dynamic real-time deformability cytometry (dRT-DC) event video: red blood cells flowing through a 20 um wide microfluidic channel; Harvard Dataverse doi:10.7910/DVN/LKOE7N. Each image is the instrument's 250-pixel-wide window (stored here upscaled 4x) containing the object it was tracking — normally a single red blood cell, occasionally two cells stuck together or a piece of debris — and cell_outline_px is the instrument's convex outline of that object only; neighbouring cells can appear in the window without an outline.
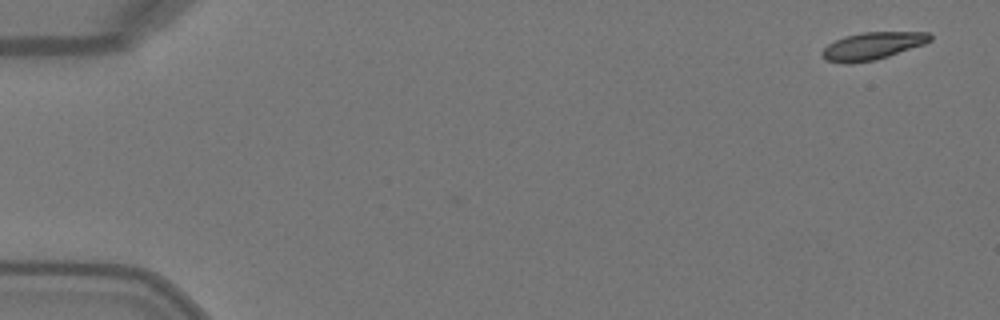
{"species": "Egyptian fruit bat (a non-hibernating species)", "species_latin": "Rousettus aegyptiacus", "temperature_condition": "warm", "stored_images_in_passage": 49, "camera_frame_rate_fps": 3000, "um_per_image_px": 0.085, "animal": {"sex": "female"}, "frame": {"image": 1, "passage_image": 1, "time_ms": 0.0, "image_size_px": [1000, 320], "cell_outline_px": [[932, 40], [924, 44], [876, 60], [852, 64], [844, 64], [824, 60], [820, 52], [828, 44], [844, 36], [864, 32], [928, 32], [932, 36]], "centroid_in_image_um": [74.12, 3.92], "position_along_channel_um": 10.9, "area_um2": 17.4}}
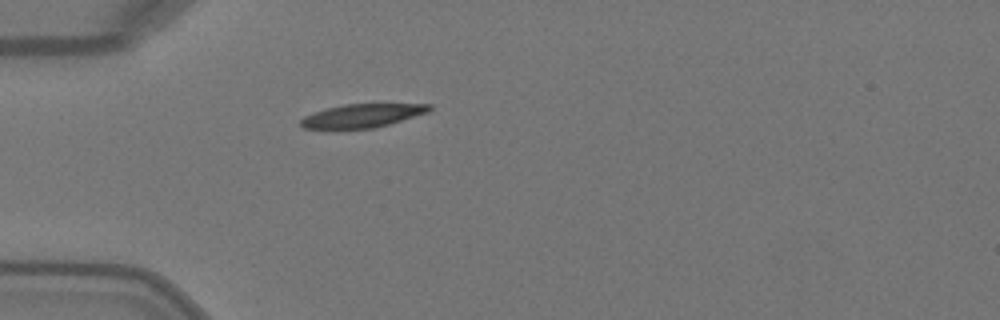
{"frame": {"image": 2, "passage_image": 14, "time_ms": 4.333, "image_size_px": [1000, 320], "cell_outline_px": [[432, 108], [428, 112], [376, 128], [304, 128], [300, 124], [300, 120], [304, 116], [328, 108], [344, 104], [432, 104]], "centroid_in_image_um": [30.82, 9.83], "position_along_channel_um": 54.2, "area_um2": 17.28}}
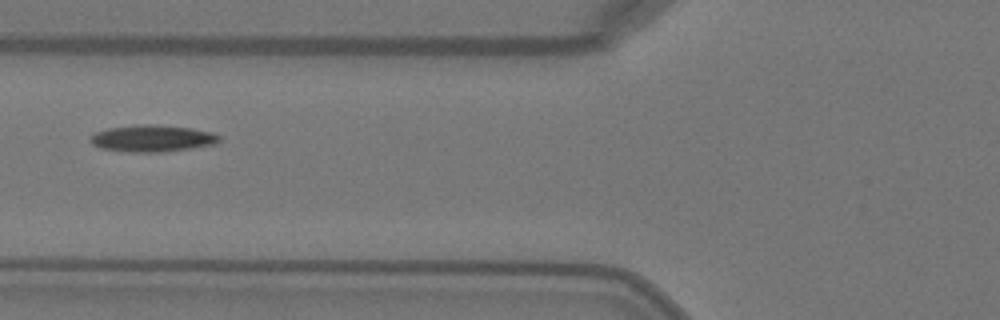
{"frame": {"image": 3, "passage_image": 19, "time_ms": 6.0, "image_size_px": [1000, 320], "cell_outline_px": [[220, 140], [216, 144], [192, 148], [160, 152], [128, 152], [100, 148], [92, 144], [88, 140], [88, 136], [92, 132], [108, 128], [136, 124], [152, 124], [192, 128], [212, 132], [220, 136]], "centroid_in_image_um": [12.89, 11.75], "position_along_channel_um": 112.9, "area_um2": 20.46}, "authors_computed_cell_mechanics": {"area_um2": 18.785, "velocity_mm_per_s": 4.0706, "shape_relaxation_time_tau1_ms": 3.7784, "shape_relaxation_time_tau2_ms": 5.6128, "deformation_change_tau1": 0.1409, "deformation_change_tau2": 0.0818}}